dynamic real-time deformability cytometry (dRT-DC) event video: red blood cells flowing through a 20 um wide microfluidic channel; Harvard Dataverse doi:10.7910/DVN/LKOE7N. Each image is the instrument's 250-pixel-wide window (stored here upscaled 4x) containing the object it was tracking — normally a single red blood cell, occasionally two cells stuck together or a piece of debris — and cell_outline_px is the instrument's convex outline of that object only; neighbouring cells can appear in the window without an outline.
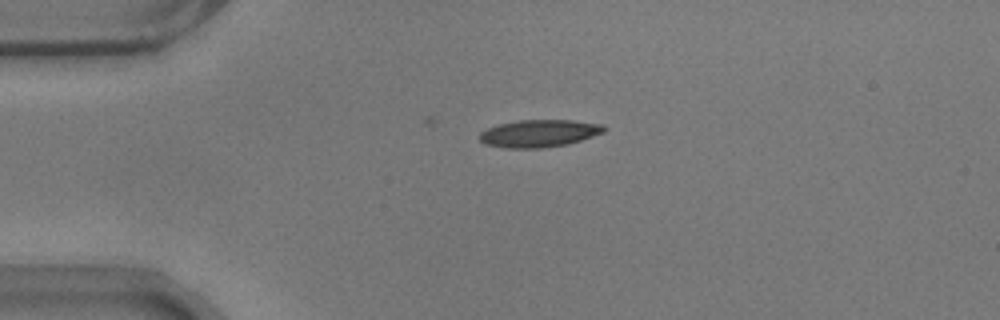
{"species": "common noctule bat (a hibernating species)", "species_latin": "Nyctalus noctula", "temperature_condition": "warm", "stored_images_in_passage": 35, "camera_frame_rate_fps": 3000, "um_per_image_px": 0.085, "animal": {"sex": "male", "body_mass_g": 17.9}, "frame": {"image": 1, "passage_image": 1, "time_ms": 0.0, "image_size_px": [1000, 320], "cell_outline_px": [[608, 128], [604, 132], [568, 144], [540, 148], [508, 148], [484, 144], [480, 140], [480, 132], [488, 128], [500, 124], [520, 120], [572, 120], [604, 124]], "centroid_in_image_um": [45.86, 11.33], "position_along_channel_um": 39.1, "area_um2": 19.83}}
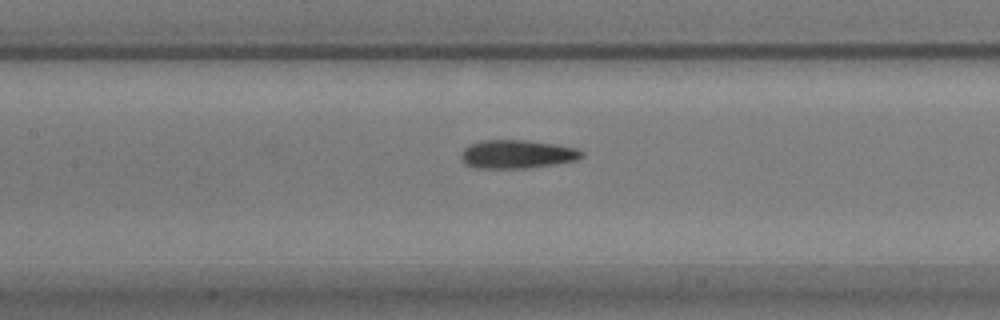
{"frame": {"image": 2, "passage_image": 14, "time_ms": 4.333, "image_size_px": [1000, 320], "cell_outline_px": [[584, 156], [576, 160], [556, 164], [524, 168], [476, 168], [464, 164], [460, 160], [460, 152], [468, 144], [484, 140], [524, 140], [556, 144], [576, 148], [584, 152]], "centroid_in_image_um": [43.91, 13.1], "position_along_channel_um": 163.5, "area_um2": 20.23}}
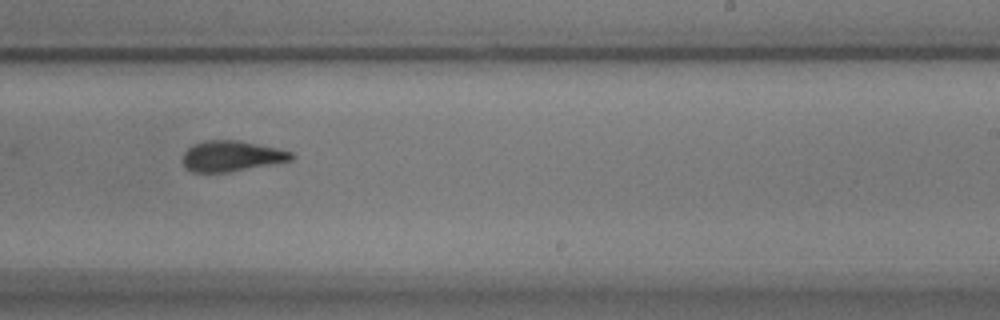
{"frame": {"image": 3, "passage_image": 23, "time_ms": 7.333, "image_size_px": [1000, 320], "cell_outline_px": [[296, 156], [292, 160], [228, 172], [192, 172], [184, 168], [180, 160], [184, 152], [192, 144], [208, 140], [240, 140], [276, 148], [292, 152]], "centroid_in_image_um": [19.62, 13.27], "position_along_channel_um": 269.4, "area_um2": 19.54}, "authors_computed_cell_mechanics": {"area_um2": 19.7676, "velocity_mm_per_s": 3.5395, "shape_relaxation_time_tau1_ms": null, "shape_relaxation_time_tau2_ms": 1.9908, "deformation_change_tau1": null, "deformation_change_tau2": 0.0878}}